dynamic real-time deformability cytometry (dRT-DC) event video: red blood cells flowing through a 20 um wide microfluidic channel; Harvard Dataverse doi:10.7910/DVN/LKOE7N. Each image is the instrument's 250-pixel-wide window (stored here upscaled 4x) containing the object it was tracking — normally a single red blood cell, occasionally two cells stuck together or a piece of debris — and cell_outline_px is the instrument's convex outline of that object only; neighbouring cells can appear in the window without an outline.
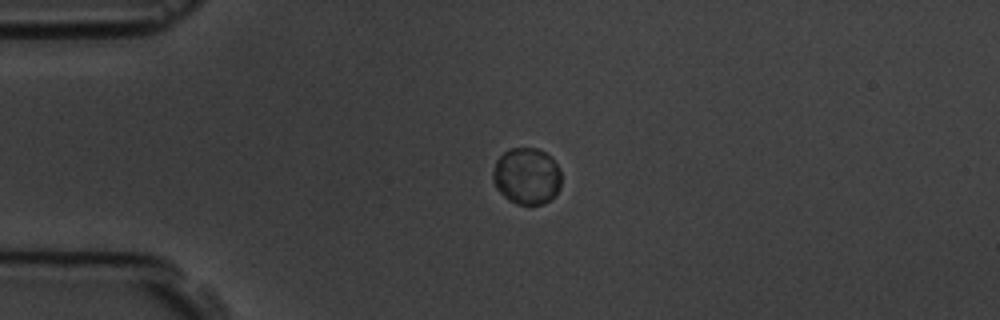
{"species": "common noctule bat (a hibernating species)", "species_latin": "Nyctalus noctula", "temperature_condition": "room temperature", "stored_images_in_passage": 3, "camera_frame_rate_fps": 3000, "um_per_image_px": 0.085, "animal": {"sex": "male", "body_mass_g": 19.5, "forearm_length_mm": 54.6}, "frame": {"image": 1, "passage_image": 2, "time_ms": 2.0, "image_size_px": [1000, 320], "cell_outline_px": [[560, 188], [544, 204], [516, 204], [508, 200], [496, 188], [492, 180], [492, 172], [496, 160], [508, 148], [536, 148], [544, 152], [560, 168]], "centroid_in_image_um": [44.73, 14.96], "position_along_channel_um": 40.3, "area_um2": 22.48}}